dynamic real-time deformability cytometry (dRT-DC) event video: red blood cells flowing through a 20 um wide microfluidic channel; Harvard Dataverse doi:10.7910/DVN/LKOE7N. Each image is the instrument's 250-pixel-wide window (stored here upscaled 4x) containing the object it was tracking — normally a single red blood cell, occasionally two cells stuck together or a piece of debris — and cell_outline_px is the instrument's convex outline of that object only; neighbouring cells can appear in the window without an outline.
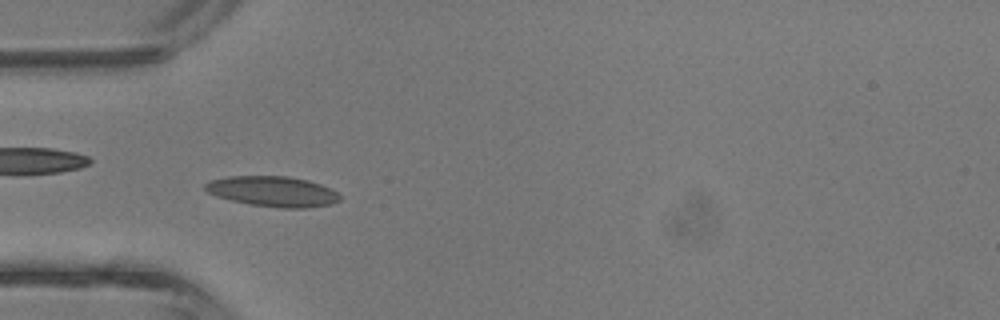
{"species": "common noctule bat (a hibernating species)", "species_latin": "Nyctalus noctula", "temperature_condition": "room temperature", "stored_images_in_passage": 3, "camera_frame_rate_fps": 3000, "um_per_image_px": 0.085, "animal": {"sex": "male", "body_mass_g": 13.3}, "frame": {"image": 1, "passage_image": 2, "time_ms": 0.333, "image_size_px": [1000, 320], "cell_outline_px": [[340, 200], [332, 204], [308, 208], [280, 208], [252, 204], [232, 200], [216, 196], [208, 192], [204, 188], [204, 184], [208, 180], [228, 176], [288, 176], [308, 180], [332, 188], [340, 196]], "centroid_in_image_um": [23.19, 16.26], "position_along_channel_um": 61.8, "area_um2": 23.93}}
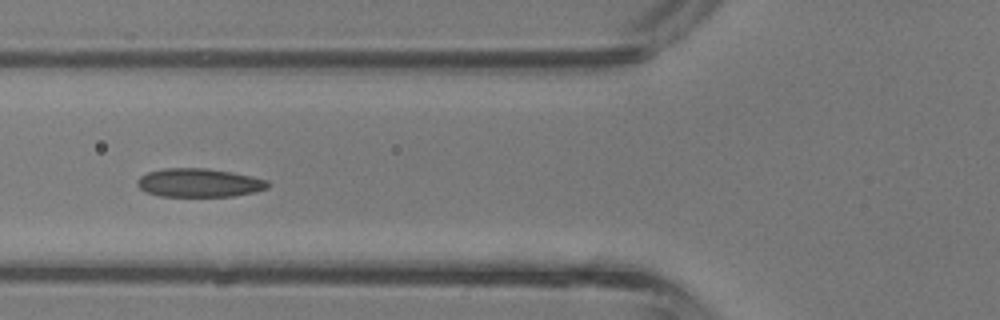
{"frame": {"image": 2, "passage_image": 3, "time_ms": 0.667, "image_size_px": [1000, 320], "cell_outline_px": [[268, 188], [256, 192], [232, 196], [160, 196], [144, 192], [136, 184], [136, 180], [140, 176], [148, 172], [164, 168], [204, 168], [232, 172], [252, 176], [268, 180]], "centroid_in_image_um": [16.91, 15.54], "position_along_channel_um": 108.9, "area_um2": 21.85}}